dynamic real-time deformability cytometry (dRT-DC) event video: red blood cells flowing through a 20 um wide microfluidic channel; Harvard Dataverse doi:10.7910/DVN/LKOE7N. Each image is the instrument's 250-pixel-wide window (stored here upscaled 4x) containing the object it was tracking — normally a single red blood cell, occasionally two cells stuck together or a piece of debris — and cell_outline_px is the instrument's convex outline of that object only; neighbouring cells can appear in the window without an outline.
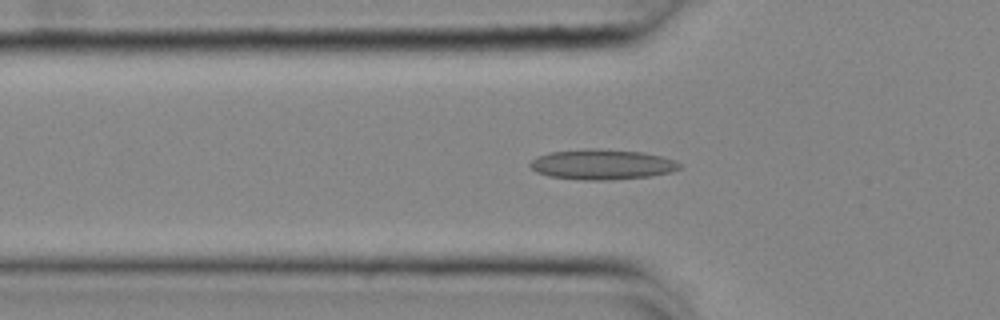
{"species": "common noctule bat (a hibernating species)", "species_latin": "Nyctalus noctula", "temperature_condition": "cold", "stored_images_in_passage": 55, "camera_frame_rate_fps": 3000, "um_per_image_px": 0.085, "animal": {"sex": "female", "body_mass_g": 25.1}, "frame": {"image": 1, "passage_image": 18, "time_ms": 5.667, "image_size_px": [1000, 320], "cell_outline_px": [[680, 168], [672, 172], [652, 176], [608, 180], [588, 180], [548, 176], [536, 172], [528, 164], [536, 156], [548, 152], [584, 148], [596, 148], [644, 152], [676, 160], [680, 164]], "centroid_in_image_um": [51.16, 13.96], "position_along_channel_um": 74.6, "area_um2": 26.59}}
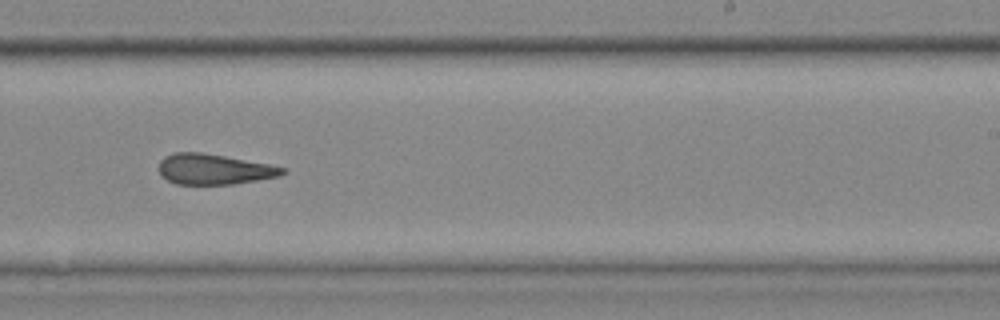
{"frame": {"image": 2, "passage_image": 34, "time_ms": 11.0, "image_size_px": [1000, 320], "cell_outline_px": [[288, 172], [280, 176], [232, 184], [176, 184], [168, 180], [160, 172], [160, 160], [164, 156], [172, 152], [200, 152], [224, 156], [268, 164], [284, 168]], "centroid_in_image_um": [18.19, 14.38], "position_along_channel_um": 270.8, "area_um2": 21.73}}
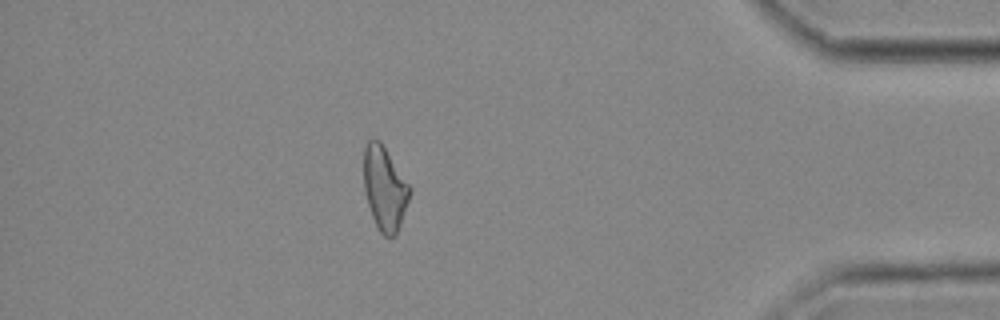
{"frame": {"image": 3, "passage_image": 48, "time_ms": 15.667, "image_size_px": [1000, 320], "cell_outline_px": [[412, 192], [396, 236], [384, 236], [380, 232], [372, 216], [364, 192], [364, 144], [372, 136], [380, 140], [412, 188]], "centroid_in_image_um": [32.7, 15.97], "position_along_channel_um": 402.5, "area_um2": 22.72}, "authors_computed_cell_mechanics": {"area_um2": 23.3512, "velocity_mm_per_s": 3.6798, "shape_relaxation_time_tau1_ms": null, "shape_relaxation_time_tau2_ms": 3.8572, "deformation_change_tau1": null, "deformation_change_tau2": 0.1399}}